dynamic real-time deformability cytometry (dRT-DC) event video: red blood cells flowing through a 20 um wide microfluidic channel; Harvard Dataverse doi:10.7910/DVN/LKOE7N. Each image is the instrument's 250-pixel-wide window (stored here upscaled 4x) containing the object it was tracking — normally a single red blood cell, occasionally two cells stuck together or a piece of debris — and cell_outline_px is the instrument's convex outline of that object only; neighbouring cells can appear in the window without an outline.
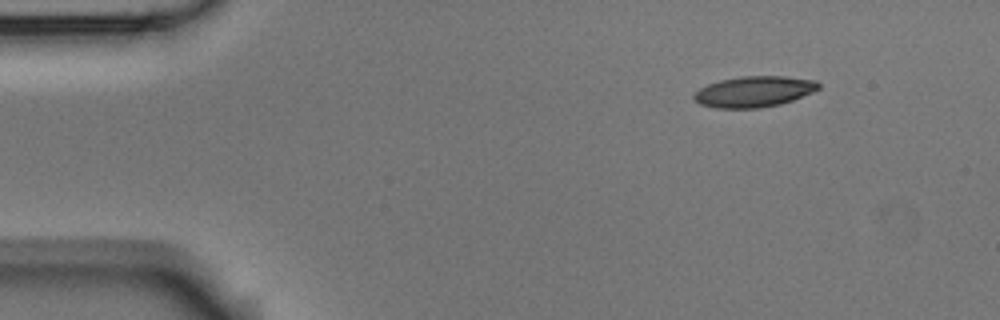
{"species": "Egyptian fruit bat (a non-hibernating species)", "species_latin": "Rousettus aegyptiacus", "temperature_condition": "room temperature", "stored_images_in_passage": 8, "camera_frame_rate_fps": 3000, "um_per_image_px": 0.085, "animal": {"sex": "male"}, "frame": {"image": 1, "passage_image": 1, "time_ms": 0.0, "image_size_px": [1000, 320], "cell_outline_px": [[820, 88], [812, 92], [792, 100], [780, 104], [760, 108], [716, 108], [700, 104], [692, 100], [692, 96], [700, 88], [708, 84], [720, 80], [740, 76], [784, 76], [816, 80], [820, 84]], "centroid_in_image_um": [64.07, 7.78], "position_along_channel_um": 20.9, "area_um2": 22.48}}
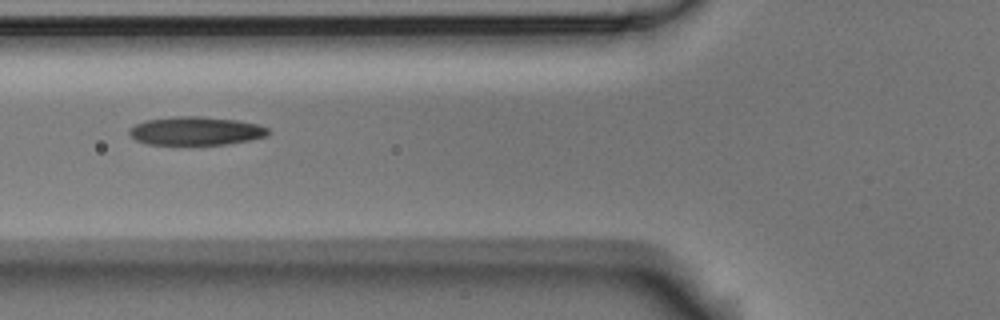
{"frame": {"image": 2, "passage_image": 5, "time_ms": 4.667, "image_size_px": [1000, 320], "cell_outline_px": [[268, 136], [252, 140], [228, 144], [148, 144], [136, 140], [128, 132], [128, 128], [144, 120], [176, 116], [200, 116], [236, 120], [260, 124], [268, 128]], "centroid_in_image_um": [16.66, 11.12], "position_along_channel_um": 109.1, "area_um2": 23.12}}
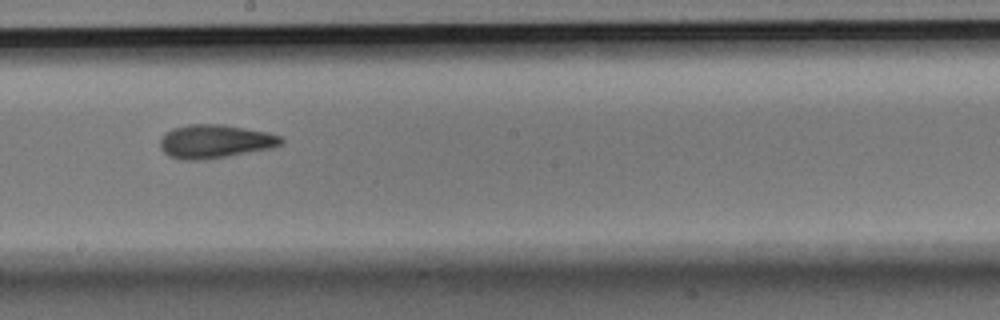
{"frame": {"image": 3, "passage_image": 8, "time_ms": 8.0, "image_size_px": [1000, 320], "cell_outline_px": [[284, 140], [280, 144], [272, 148], [200, 160], [180, 160], [168, 156], [160, 148], [160, 136], [164, 132], [172, 128], [188, 124], [224, 124], [268, 132], [284, 136]], "centroid_in_image_um": [18.24, 12.0], "position_along_channel_um": 230.0, "area_um2": 23.87}}